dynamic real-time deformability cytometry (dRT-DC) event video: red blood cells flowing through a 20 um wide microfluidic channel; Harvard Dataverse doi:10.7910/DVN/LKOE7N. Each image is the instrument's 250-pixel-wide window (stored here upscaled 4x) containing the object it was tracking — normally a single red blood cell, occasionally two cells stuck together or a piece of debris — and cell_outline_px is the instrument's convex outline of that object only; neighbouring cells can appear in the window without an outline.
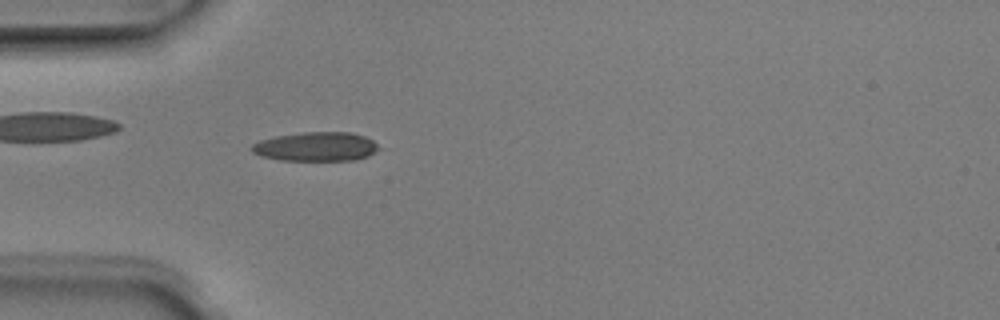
{"species": "Egyptian fruit bat (a non-hibernating species)", "species_latin": "Rousettus aegyptiacus", "temperature_condition": "room temperature", "stored_images_in_passage": 5, "camera_frame_rate_fps": 3000, "um_per_image_px": 0.085, "animal": {"sex": "male"}, "frame": {"image": 1, "passage_image": 5, "time_ms": 1.333, "image_size_px": [1000, 320], "cell_outline_px": [[380, 148], [376, 152], [368, 156], [356, 160], [280, 160], [260, 156], [252, 152], [248, 148], [252, 144], [260, 140], [276, 136], [304, 132], [352, 132], [364, 136], [372, 140]], "centroid_in_image_um": [26.84, 12.46], "position_along_channel_um": 58.2, "area_um2": 21.68}}